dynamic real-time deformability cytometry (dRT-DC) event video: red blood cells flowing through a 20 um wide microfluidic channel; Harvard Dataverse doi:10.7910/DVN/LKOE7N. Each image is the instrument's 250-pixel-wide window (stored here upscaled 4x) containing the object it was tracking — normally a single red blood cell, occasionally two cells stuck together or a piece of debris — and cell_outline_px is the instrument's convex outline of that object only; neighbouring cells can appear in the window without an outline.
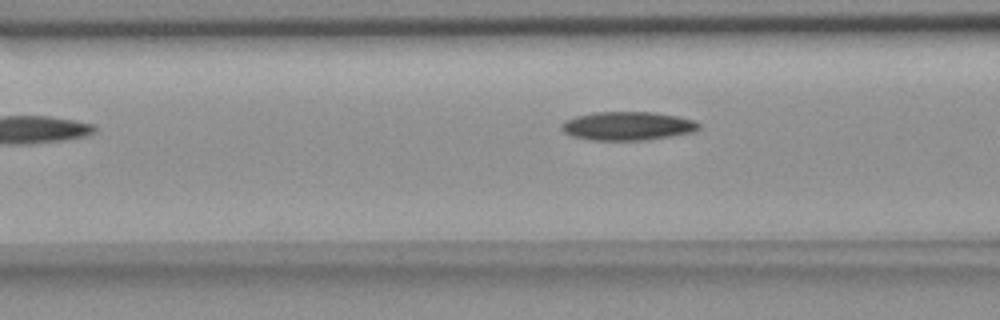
{"species": "common noctule bat (a hibernating species)", "species_latin": "Nyctalus noctula", "temperature_condition": "room temperature", "stored_images_in_passage": 27, "camera_frame_rate_fps": 3000, "um_per_image_px": 0.085, "animal": {"sex": "female", "body_mass_g": 18.4}, "frame": {"image": 1, "passage_image": 5, "time_ms": 1.333, "image_size_px": [1000, 320], "cell_outline_px": [[700, 128], [692, 132], [672, 136], [644, 140], [592, 140], [572, 136], [564, 132], [560, 128], [560, 124], [564, 120], [576, 116], [596, 112], [652, 112], [676, 116], [696, 120], [700, 124]], "centroid_in_image_um": [53.33, 10.7], "position_along_channel_um": 113.3, "area_um2": 22.95}}
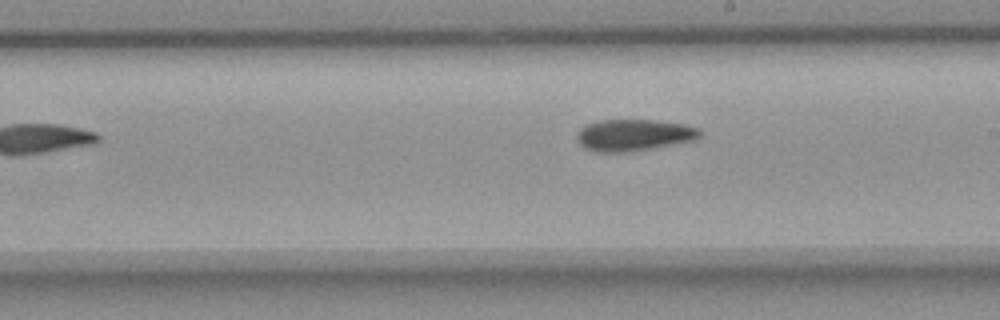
{"frame": {"image": 2, "passage_image": 15, "time_ms": 4.667, "image_size_px": [1000, 320], "cell_outline_px": [[700, 136], [696, 140], [652, 148], [628, 152], [596, 152], [584, 148], [576, 140], [576, 132], [584, 124], [600, 120], [652, 120], [684, 124], [700, 128]], "centroid_in_image_um": [53.83, 11.48], "position_along_channel_um": 235.2, "area_um2": 22.89}}
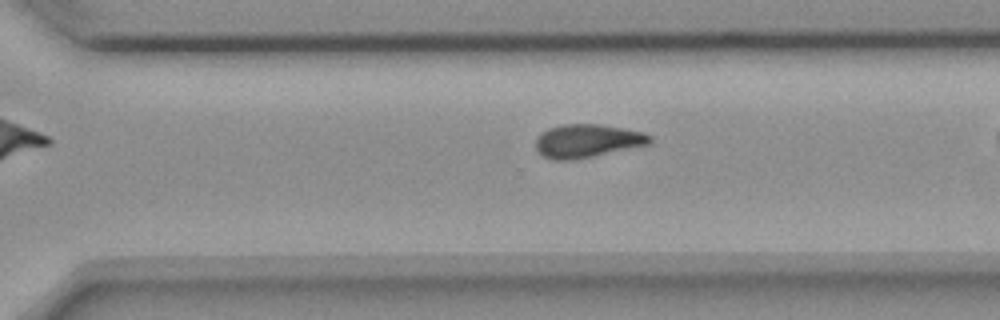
{"frame": {"image": 3, "passage_image": 22, "time_ms": 7.0, "image_size_px": [1000, 320], "cell_outline_px": [[652, 140], [648, 144], [592, 156], [572, 160], [552, 160], [544, 156], [536, 148], [536, 136], [540, 132], [548, 128], [560, 124], [600, 124], [644, 132], [652, 136]], "centroid_in_image_um": [49.88, 11.96], "position_along_channel_um": 320.7, "area_um2": 22.08}}